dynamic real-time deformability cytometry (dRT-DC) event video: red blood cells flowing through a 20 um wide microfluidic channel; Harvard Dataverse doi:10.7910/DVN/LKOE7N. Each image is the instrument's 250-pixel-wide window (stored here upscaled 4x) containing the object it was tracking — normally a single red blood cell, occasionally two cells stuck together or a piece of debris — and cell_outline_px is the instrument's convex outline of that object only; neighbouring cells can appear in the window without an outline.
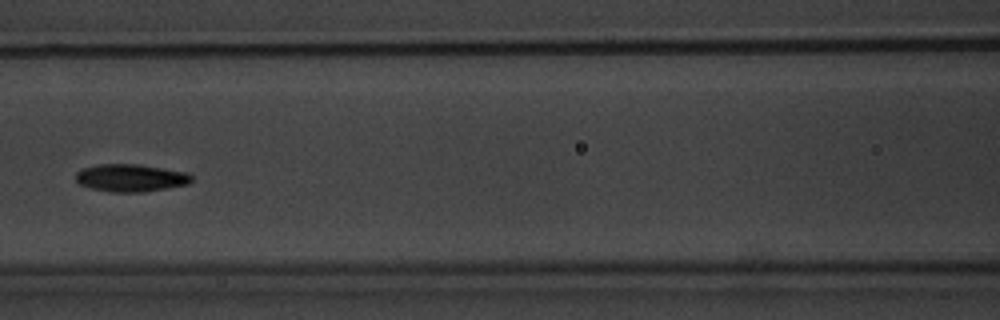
{"species": "common noctule bat (a hibernating species)", "species_latin": "Nyctalus noctula", "temperature_condition": "warm", "stored_images_in_passage": 11, "camera_frame_rate_fps": 3000, "um_per_image_px": 0.085, "animal": {"sex": "male", "body_mass_g": 20.1, "forearm_length_mm": 53.5}, "frame": {"image": 1, "passage_image": 8, "time_ms": 8.333, "image_size_px": [1000, 320], "cell_outline_px": [[192, 180], [188, 184], [168, 188], [144, 192], [108, 192], [92, 188], [80, 184], [76, 180], [76, 172], [84, 168], [100, 164], [140, 164], [188, 172], [192, 176]], "centroid_in_image_um": [11.14, 15.12], "position_along_channel_um": 155.5, "area_um2": 18.67}}
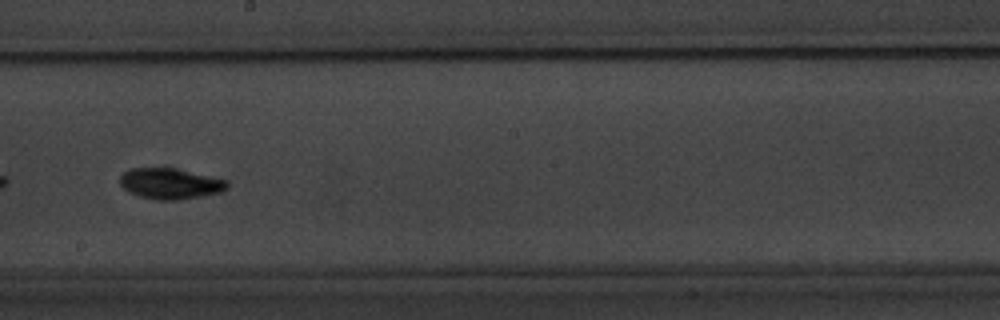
{"frame": {"image": 2, "passage_image": 10, "time_ms": 10.667, "image_size_px": [1000, 320], "cell_outline_px": [[228, 188], [220, 192], [204, 196], [176, 200], [156, 200], [140, 196], [128, 192], [120, 184], [120, 176], [124, 172], [132, 168], [172, 168], [228, 180]], "centroid_in_image_um": [14.47, 15.62], "position_along_channel_um": 233.7, "area_um2": 19.13}}